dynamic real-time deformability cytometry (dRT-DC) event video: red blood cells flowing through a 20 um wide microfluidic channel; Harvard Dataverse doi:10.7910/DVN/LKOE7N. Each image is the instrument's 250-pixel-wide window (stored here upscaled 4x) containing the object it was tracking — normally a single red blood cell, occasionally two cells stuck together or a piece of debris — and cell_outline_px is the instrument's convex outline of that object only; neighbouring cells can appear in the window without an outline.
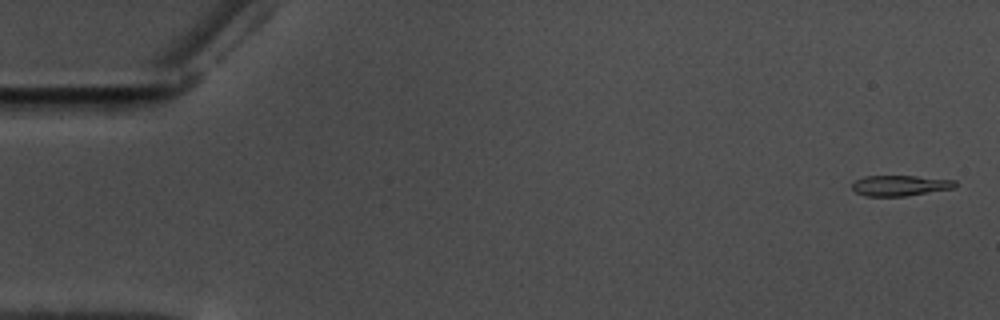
{"species": "common noctule bat (a hibernating species)", "species_latin": "Nyctalus noctula", "temperature_condition": "warm", "stored_images_in_passage": 57, "camera_frame_rate_fps": 3000, "um_per_image_px": 0.085, "animal": {"sex": "male", "body_mass_g": 17.5, "forearm_length_mm": 52.3}, "frame": {"image": 1, "passage_image": 1, "time_ms": 0.0, "image_size_px": [1000, 320], "cell_outline_px": [[956, 188], [904, 196], [864, 196], [856, 192], [852, 188], [852, 184], [856, 180], [864, 176], [916, 176], [956, 180]], "centroid_in_image_um": [76.52, 15.77], "position_along_channel_um": 8.5, "area_um2": 12.37}}
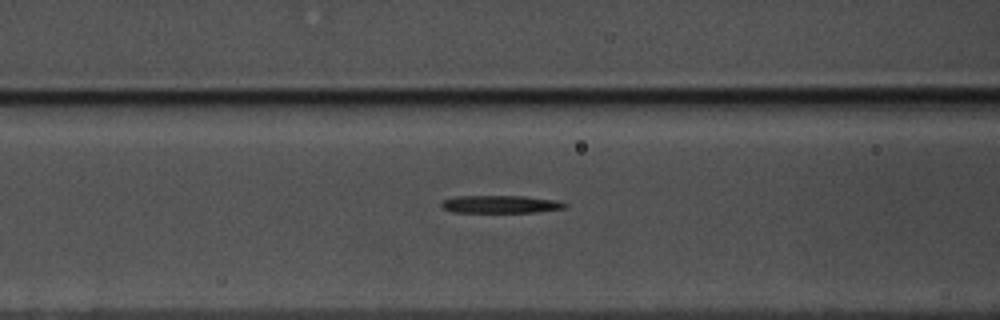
{"frame": {"image": 2, "passage_image": 23, "time_ms": 7.333, "image_size_px": [1000, 320], "cell_outline_px": [[568, 204], [564, 208], [536, 212], [452, 212], [444, 208], [440, 204], [444, 200], [456, 196], [524, 196], [552, 200]], "centroid_in_image_um": [42.51, 17.36], "position_along_channel_um": 124.1, "area_um2": 12.48}}
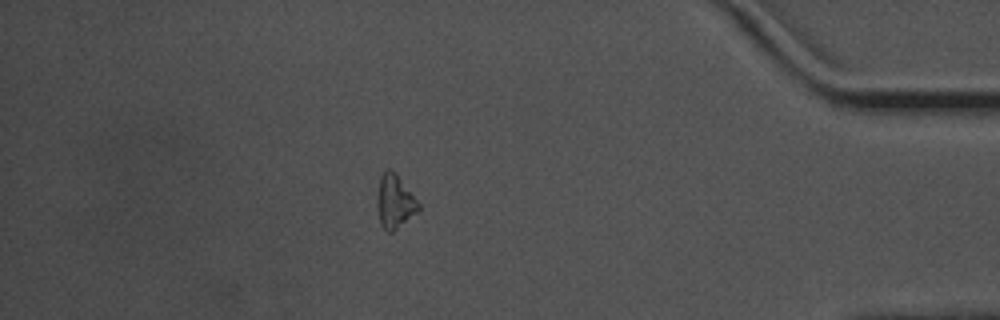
{"frame": {"image": 3, "passage_image": 50, "time_ms": 16.333, "image_size_px": [1000, 320], "cell_outline_px": [[420, 208], [416, 212], [392, 232], [388, 232], [380, 224], [380, 176], [384, 168], [392, 168], [396, 172], [420, 204]], "centroid_in_image_um": [33.6, 17.07], "position_along_channel_um": 401.6, "area_um2": 12.25}, "authors_computed_cell_mechanics": {"area_um2": 12.8316, "velocity_mm_per_s": 3.5441, "shape_relaxation_time_tau1_ms": 3.3907, "shape_relaxation_time_tau2_ms": null, "deformation_change_tau1": 0.1095, "deformation_change_tau2": null}}